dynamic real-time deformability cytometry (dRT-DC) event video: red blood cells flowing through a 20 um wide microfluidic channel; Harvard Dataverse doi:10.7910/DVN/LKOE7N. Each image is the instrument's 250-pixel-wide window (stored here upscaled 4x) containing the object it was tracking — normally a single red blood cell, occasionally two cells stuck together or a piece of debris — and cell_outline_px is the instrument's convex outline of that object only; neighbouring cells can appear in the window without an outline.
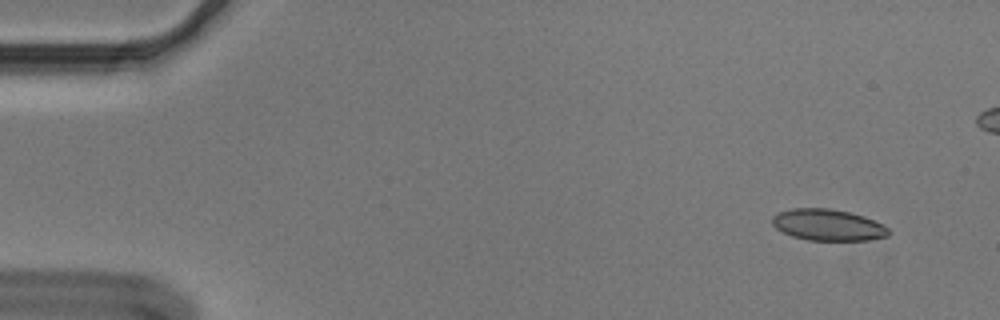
{"species": "Egyptian fruit bat (a non-hibernating species)", "species_latin": "Rousettus aegyptiacus", "temperature_condition": "cold", "stored_images_in_passage": 7, "camera_frame_rate_fps": 3000, "um_per_image_px": 0.085, "animal": {"sex": "male"}, "frame": {"image": 1, "passage_image": 1, "time_ms": 0.0, "image_size_px": [1000, 320], "cell_outline_px": [[892, 232], [888, 236], [868, 240], [808, 240], [792, 236], [776, 228], [772, 224], [772, 216], [780, 212], [792, 208], [832, 208], [864, 216], [888, 228]], "centroid_in_image_um": [70.37, 19.12], "position_along_channel_um": 14.6, "area_um2": 21.21}}
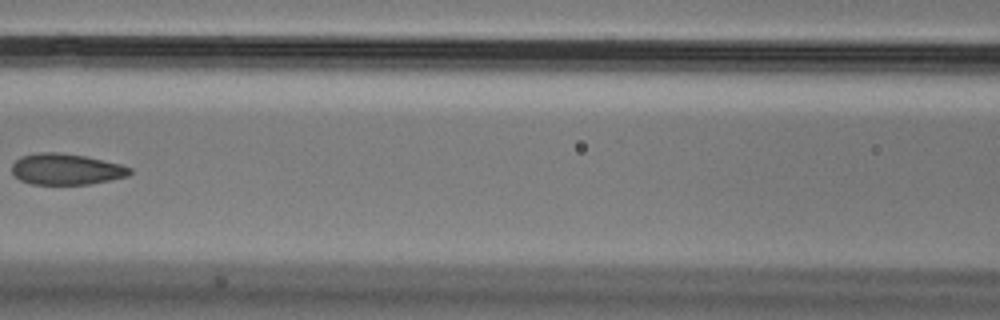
{"frame": {"image": 2, "passage_image": 7, "time_ms": 2.0, "image_size_px": [1000, 320], "cell_outline_px": [[132, 172], [128, 176], [88, 184], [32, 184], [20, 180], [12, 172], [12, 164], [20, 156], [40, 152], [60, 152], [84, 156], [120, 164], [132, 168]], "centroid_in_image_um": [5.61, 14.37], "position_along_channel_um": 161.0, "area_um2": 21.27}}